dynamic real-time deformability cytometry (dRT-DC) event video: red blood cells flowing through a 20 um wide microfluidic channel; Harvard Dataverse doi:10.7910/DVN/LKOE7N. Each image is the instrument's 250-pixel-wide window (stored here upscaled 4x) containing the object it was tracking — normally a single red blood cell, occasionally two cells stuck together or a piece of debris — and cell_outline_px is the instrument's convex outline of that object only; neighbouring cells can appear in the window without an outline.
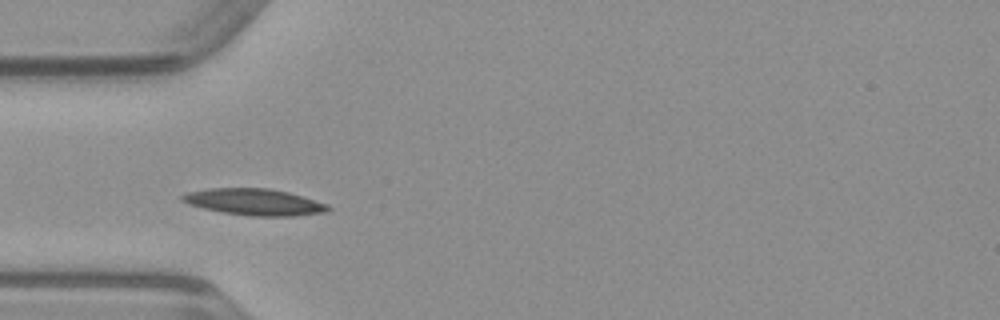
{"species": "common noctule bat (a hibernating species)", "species_latin": "Nyctalus noctula", "temperature_condition": "warm", "stored_images_in_passage": 42, "camera_frame_rate_fps": 3000, "um_per_image_px": 0.085, "animal": {"sex": "male", "body_mass_g": 23.1, "forearm_length_mm": 52.7}, "frame": {"image": 1, "passage_image": 7, "time_ms": 2.0, "image_size_px": [1000, 320], "cell_outline_px": [[332, 208], [328, 212], [296, 216], [252, 216], [224, 212], [204, 208], [188, 204], [180, 200], [180, 196], [188, 192], [208, 188], [268, 188], [288, 192], [328, 204]], "centroid_in_image_um": [21.64, 17.17], "position_along_channel_um": 63.4, "area_um2": 22.54}}
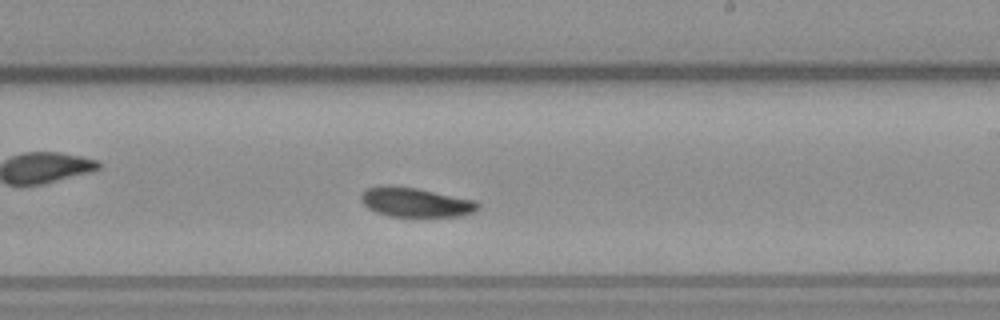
{"frame": {"image": 2, "passage_image": 21, "time_ms": 6.667, "image_size_px": [1000, 320], "cell_outline_px": [[480, 208], [476, 212], [460, 216], [388, 216], [376, 212], [368, 208], [364, 204], [360, 196], [368, 188], [384, 184], [388, 184], [416, 188], [476, 200], [480, 204]], "centroid_in_image_um": [35.35, 17.19], "position_along_channel_um": 253.6, "area_um2": 20.11}}
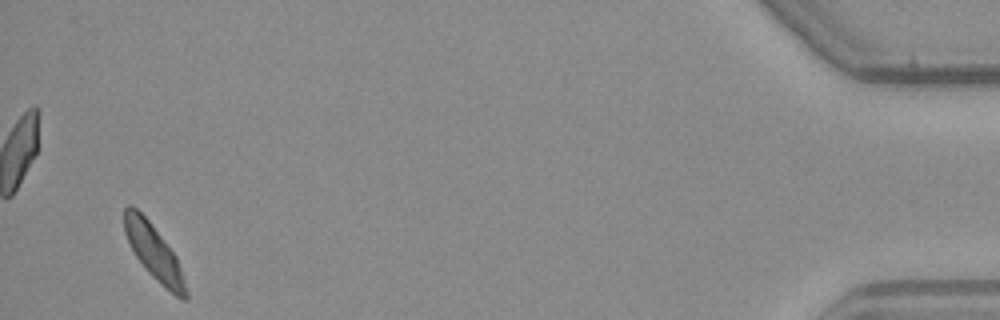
{"frame": {"image": 3, "passage_image": 40, "time_ms": 13.0, "image_size_px": [1000, 320], "cell_outline_px": [[188, 300], [180, 300], [156, 280], [148, 272], [136, 256], [124, 232], [124, 208], [128, 204], [132, 204], [148, 220], [176, 256], [188, 292]], "centroid_in_image_um": [13.09, 21.46], "position_along_channel_um": 422.1, "area_um2": 19.36}}